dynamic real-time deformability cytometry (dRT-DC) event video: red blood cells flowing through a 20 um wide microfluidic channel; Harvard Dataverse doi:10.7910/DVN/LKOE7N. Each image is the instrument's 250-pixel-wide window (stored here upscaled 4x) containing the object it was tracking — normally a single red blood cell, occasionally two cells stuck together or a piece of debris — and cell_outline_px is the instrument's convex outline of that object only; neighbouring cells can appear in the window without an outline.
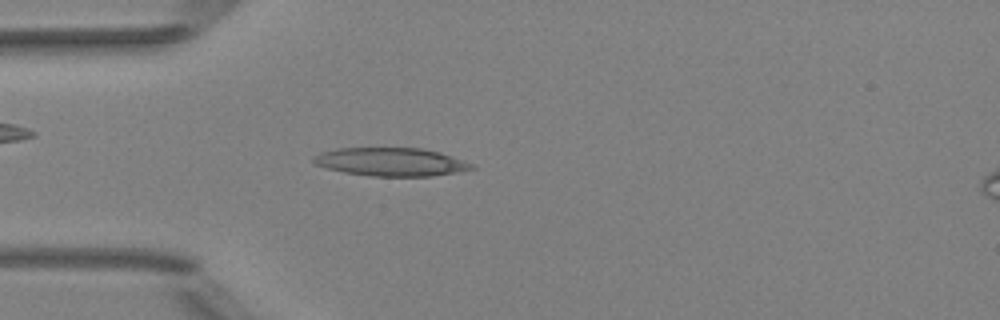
{"species": "Egyptian fruit bat (a non-hibernating species)", "species_latin": "Rousettus aegyptiacus", "temperature_condition": "room temperature", "stored_images_in_passage": 4, "camera_frame_rate_fps": 3000, "um_per_image_px": 0.085, "animal": {"sex": "female"}, "frame": {"image": 1, "passage_image": 4, "time_ms": 1.0, "image_size_px": [1000, 320], "cell_outline_px": [[476, 168], [456, 172], [432, 176], [372, 176], [344, 172], [312, 164], [312, 156], [320, 152], [336, 148], [420, 148], [440, 152], [476, 164]], "centroid_in_image_um": [33.22, 13.76], "position_along_channel_um": 51.8, "area_um2": 26.24}}